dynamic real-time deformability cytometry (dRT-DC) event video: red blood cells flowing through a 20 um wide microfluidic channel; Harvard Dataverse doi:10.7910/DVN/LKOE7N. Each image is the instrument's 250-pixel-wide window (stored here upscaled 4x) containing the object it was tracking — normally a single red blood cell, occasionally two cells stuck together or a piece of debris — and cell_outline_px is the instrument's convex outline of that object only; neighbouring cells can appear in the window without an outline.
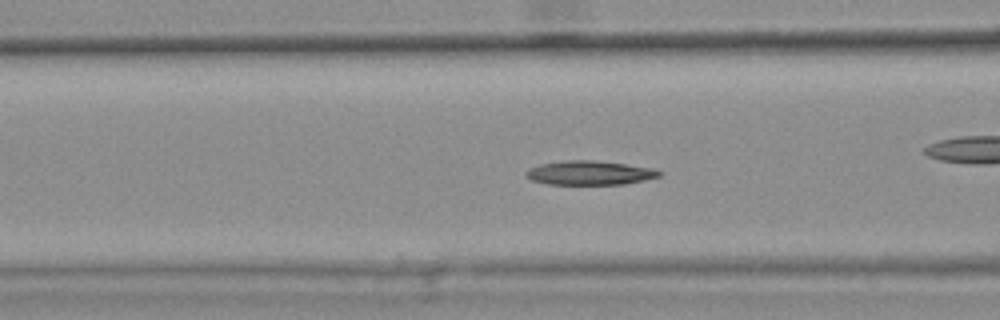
{"species": "common noctule bat (a hibernating species)", "species_latin": "Nyctalus noctula", "temperature_condition": "warm", "stored_images_in_passage": 47, "camera_frame_rate_fps": 3000, "um_per_image_px": 0.085, "animal": {"sex": "female", "body_mass_g": 25.1}, "frame": {"image": 1, "passage_image": 21, "time_ms": 6.667, "image_size_px": [1000, 320], "cell_outline_px": [[664, 172], [660, 176], [644, 180], [624, 184], [548, 184], [532, 180], [524, 176], [524, 172], [528, 168], [540, 164], [564, 160], [596, 160], [656, 168]], "centroid_in_image_um": [50.13, 14.68], "position_along_channel_um": 116.5, "area_um2": 18.96}}